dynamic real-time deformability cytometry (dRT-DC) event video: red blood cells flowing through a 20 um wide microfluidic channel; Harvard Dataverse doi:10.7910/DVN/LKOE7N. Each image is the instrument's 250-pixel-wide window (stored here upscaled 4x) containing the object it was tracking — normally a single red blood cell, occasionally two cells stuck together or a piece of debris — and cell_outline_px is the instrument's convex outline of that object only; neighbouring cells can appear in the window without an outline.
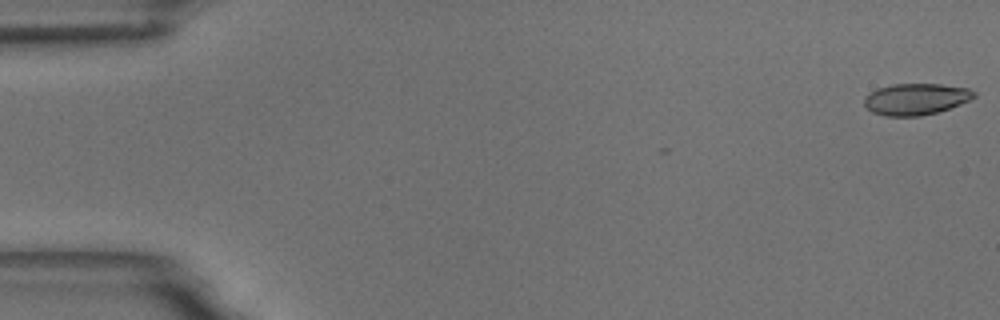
{"species": "common noctule bat (a hibernating species)", "species_latin": "Nyctalus noctula", "temperature_condition": "room temperature", "stored_images_in_passage": 55, "camera_frame_rate_fps": 3000, "um_per_image_px": 0.085, "animal": {"sex": "male", "body_mass_g": 18.8}, "frame": {"image": 1, "passage_image": 1, "time_ms": 0.0, "image_size_px": [1000, 320], "cell_outline_px": [[976, 96], [960, 104], [936, 112], [920, 116], [884, 116], [872, 112], [864, 104], [864, 96], [876, 88], [892, 84], [940, 84], [968, 88], [976, 92]], "centroid_in_image_um": [77.81, 8.41], "position_along_channel_um": 7.2, "area_um2": 20.11}}
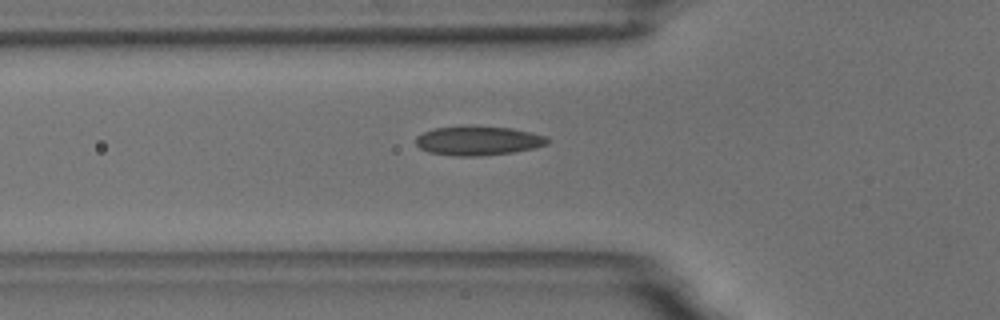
{"frame": {"image": 2, "passage_image": 19, "time_ms": 6.0, "image_size_px": [1000, 320], "cell_outline_px": [[548, 144], [536, 148], [512, 152], [480, 156], [456, 156], [428, 152], [420, 148], [416, 144], [416, 136], [424, 132], [436, 128], [512, 128], [532, 132], [548, 136]], "centroid_in_image_um": [40.69, 11.99], "position_along_channel_um": 85.1, "area_um2": 21.79}}
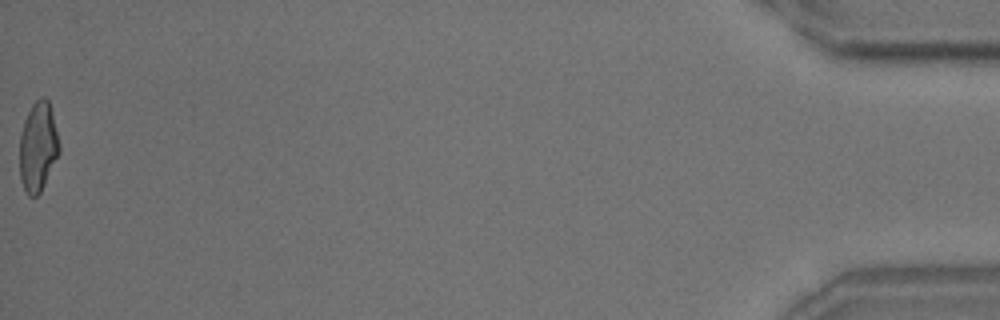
{"frame": {"image": 3, "passage_image": 55, "time_ms": 18.0, "image_size_px": [1000, 320], "cell_outline_px": [[60, 152], [40, 192], [36, 196], [28, 196], [20, 180], [20, 136], [24, 120], [32, 104], [40, 96], [44, 96], [48, 100], [60, 144]], "centroid_in_image_um": [3.23, 12.47], "position_along_channel_um": 432.0, "area_um2": 20.52}, "authors_computed_cell_mechanics": {"area_um2": 21.2126, "velocity_mm_per_s": 3.709, "shape_relaxation_time_tau1_ms": 5.2408, "shape_relaxation_time_tau2_ms": 1.2115, "deformation_change_tau1": 0.1733, "deformation_change_tau2": 0.0812}}